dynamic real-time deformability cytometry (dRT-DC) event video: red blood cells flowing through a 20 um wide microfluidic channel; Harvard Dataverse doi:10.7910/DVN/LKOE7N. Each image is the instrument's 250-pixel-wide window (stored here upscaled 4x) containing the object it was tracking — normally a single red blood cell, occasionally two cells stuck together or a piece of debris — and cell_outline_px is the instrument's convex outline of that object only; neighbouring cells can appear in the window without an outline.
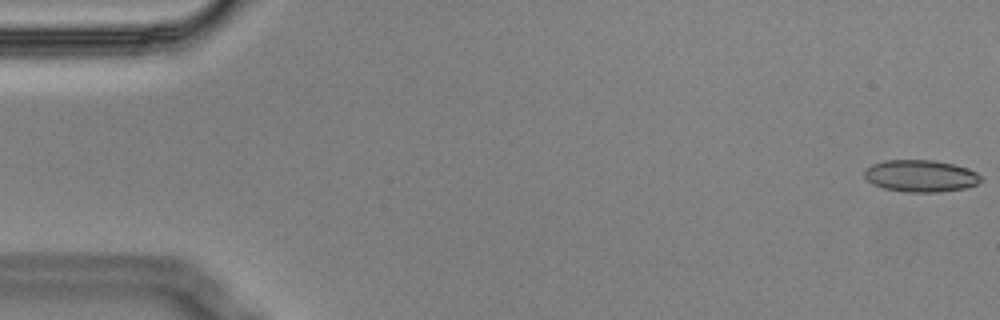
{"species": "Egyptian fruit bat (a non-hibernating species)", "species_latin": "Rousettus aegyptiacus", "temperature_condition": "cold", "stored_images_in_passage": 5, "camera_frame_rate_fps": 3000, "um_per_image_px": 0.085, "animal": {"sex": "male"}, "frame": {"image": 1, "passage_image": 1, "time_ms": 0.0, "image_size_px": [1000, 320], "cell_outline_px": [[980, 180], [976, 184], [964, 188], [936, 192], [908, 192], [884, 188], [872, 184], [864, 176], [864, 168], [872, 164], [884, 160], [936, 160], [968, 168], [976, 172], [980, 176]], "centroid_in_image_um": [78.21, 14.94], "position_along_channel_um": 6.8, "area_um2": 21.62}}